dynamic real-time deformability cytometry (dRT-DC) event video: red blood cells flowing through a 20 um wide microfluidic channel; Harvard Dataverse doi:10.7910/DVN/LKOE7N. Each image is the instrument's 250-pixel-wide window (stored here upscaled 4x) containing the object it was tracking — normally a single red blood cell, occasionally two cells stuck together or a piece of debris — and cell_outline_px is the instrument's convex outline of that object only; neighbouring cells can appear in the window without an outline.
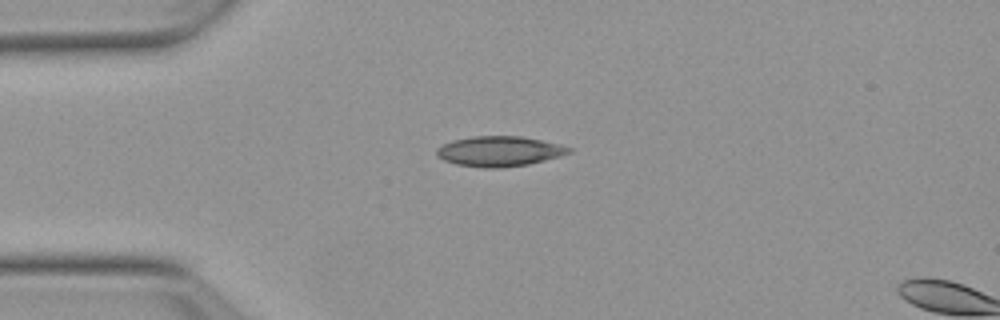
{"species": "Egyptian fruit bat (a non-hibernating species)", "species_latin": "Rousettus aegyptiacus", "temperature_condition": "warm", "stored_images_in_passage": 4, "camera_frame_rate_fps": 3000, "um_per_image_px": 0.085, "animal": {"sex": "female"}, "frame": {"image": 1, "passage_image": 1, "time_ms": 0.0, "image_size_px": [1000, 320], "cell_outline_px": [[572, 152], [560, 156], [528, 164], [496, 168], [484, 168], [456, 164], [444, 160], [436, 152], [436, 148], [452, 140], [472, 136], [520, 136], [560, 144], [572, 148]], "centroid_in_image_um": [42.45, 12.85], "position_along_channel_um": 42.5, "area_um2": 23.06}}